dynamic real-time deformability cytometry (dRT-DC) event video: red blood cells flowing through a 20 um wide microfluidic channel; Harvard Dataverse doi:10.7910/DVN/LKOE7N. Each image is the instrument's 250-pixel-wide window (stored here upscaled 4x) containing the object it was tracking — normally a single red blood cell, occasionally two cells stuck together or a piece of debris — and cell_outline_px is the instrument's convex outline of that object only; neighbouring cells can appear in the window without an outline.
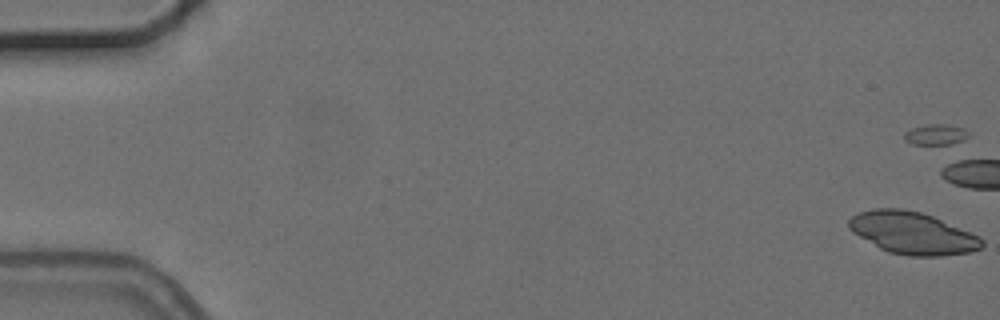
{"species": "common noctule bat (a hibernating species)", "species_latin": "Nyctalus noctula", "temperature_condition": "cold", "stored_images_in_passage": 7, "camera_frame_rate_fps": 3000, "um_per_image_px": 0.085, "animal": {"sex": "female", "body_mass_g": 24.6, "forearm_length_mm": 56.2}, "frame": {"image": 1, "passage_image": 1, "time_ms": 0.0, "image_size_px": [1000, 320], "cell_outline_px": [[984, 244], [980, 248], [972, 252], [940, 256], [908, 256], [888, 252], [880, 248], [852, 232], [848, 228], [848, 220], [852, 216], [860, 212], [872, 208], [900, 208], [920, 212], [932, 216], [980, 236], [984, 240]], "centroid_in_image_um": [77.56, 19.81], "position_along_channel_um": 7.4, "area_um2": 32.71}}
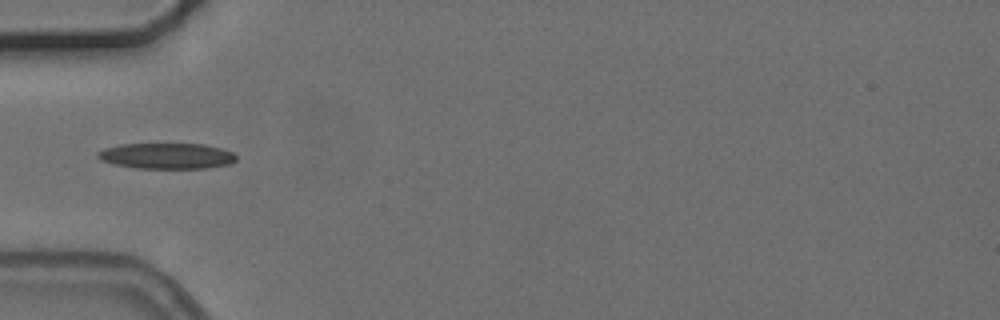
{"frame": {"image": 2, "passage_image": 7, "time_ms": 7.0, "image_size_px": [1000, 320], "cell_outline_px": [[236, 160], [232, 164], [208, 168], [136, 168], [112, 164], [100, 160], [96, 156], [96, 152], [104, 148], [120, 144], [204, 144], [220, 148], [232, 152], [236, 156]], "centroid_in_image_um": [14.15, 13.26], "position_along_channel_um": 70.9, "area_um2": 20.98}}